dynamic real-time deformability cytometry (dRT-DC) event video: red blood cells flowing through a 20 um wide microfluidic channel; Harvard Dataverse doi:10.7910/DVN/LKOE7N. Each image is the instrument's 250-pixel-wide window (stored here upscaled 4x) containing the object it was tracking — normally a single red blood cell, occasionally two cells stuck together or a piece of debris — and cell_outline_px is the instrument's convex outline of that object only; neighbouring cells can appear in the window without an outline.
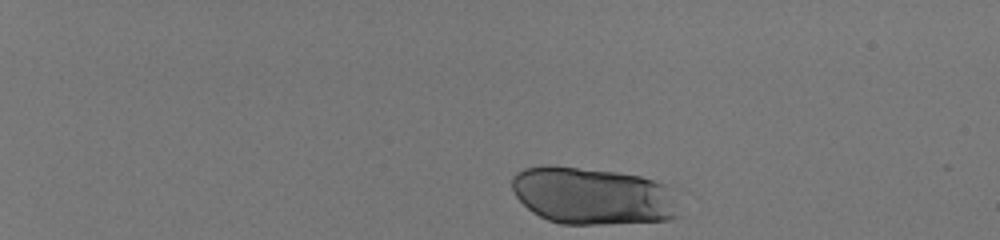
{"species": "human", "species_latin": "Homo sapiens", "temperature_condition": "room temperature", "stored_images_in_passage": 41, "camera_frame_rate_fps": 3000, "um_per_image_px": 0.085, "donor": {"sex": "male"}, "frame": {"image": 1, "passage_image": 1, "time_ms": 0.0, "image_size_px": [1000, 240], "cell_outline_px": [[680, 216], [668, 220], [600, 224], [560, 224], [548, 220], [532, 212], [516, 196], [512, 188], [512, 176], [516, 172], [524, 168], [544, 164], [548, 164], [616, 172], [640, 176], [664, 184]], "centroid_in_image_um": [50.28, 16.64], "position_along_channel_um": 34.7, "area_um2": 55.43}}
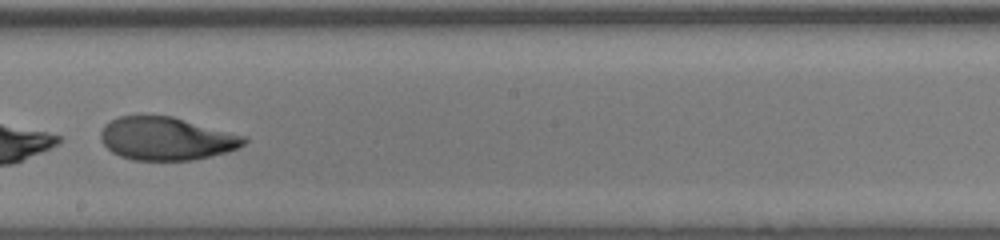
{"frame": {"image": 2, "passage_image": 27, "time_ms": 8.667, "image_size_px": [1000, 240], "cell_outline_px": [[248, 140], [244, 144], [228, 152], [192, 160], [132, 160], [120, 156], [112, 152], [100, 140], [100, 132], [104, 124], [120, 116], [172, 116], [248, 136]], "centroid_in_image_um": [14.16, 11.78], "position_along_channel_um": 234.0, "area_um2": 36.07}}
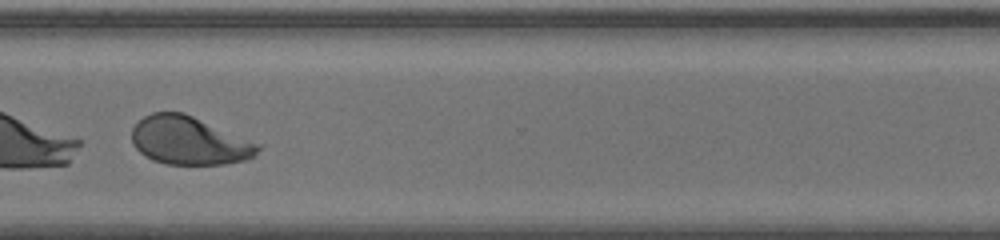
{"frame": {"image": 3, "passage_image": 36, "time_ms": 11.667, "image_size_px": [1000, 240], "cell_outline_px": [[264, 144], [252, 156], [244, 160], [224, 164], [168, 164], [152, 160], [144, 156], [132, 144], [132, 128], [144, 116], [152, 112], [184, 112]], "centroid_in_image_um": [16.1, 11.94], "position_along_channel_um": 354.5, "area_um2": 35.72}}